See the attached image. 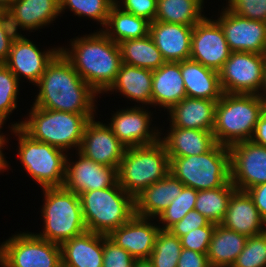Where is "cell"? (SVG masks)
I'll return each instance as SVG.
<instances>
[{
  "instance_id": "e0dca14e",
  "label": "cell",
  "mask_w": 266,
  "mask_h": 267,
  "mask_svg": "<svg viewBox=\"0 0 266 267\" xmlns=\"http://www.w3.org/2000/svg\"><path fill=\"white\" fill-rule=\"evenodd\" d=\"M18 34L14 39L10 53L4 64L21 81V77L35 85L43 75L46 66L60 51V46L42 51L38 45Z\"/></svg>"
},
{
  "instance_id": "7402d4cb",
  "label": "cell",
  "mask_w": 266,
  "mask_h": 267,
  "mask_svg": "<svg viewBox=\"0 0 266 267\" xmlns=\"http://www.w3.org/2000/svg\"><path fill=\"white\" fill-rule=\"evenodd\" d=\"M220 224L246 237H253L266 231V223L262 220L253 200L246 191L240 190L232 194L225 217Z\"/></svg>"
},
{
  "instance_id": "4fadbf2b",
  "label": "cell",
  "mask_w": 266,
  "mask_h": 267,
  "mask_svg": "<svg viewBox=\"0 0 266 267\" xmlns=\"http://www.w3.org/2000/svg\"><path fill=\"white\" fill-rule=\"evenodd\" d=\"M230 152V181L237 190L246 191L266 183V147L251 140L228 147Z\"/></svg>"
},
{
  "instance_id": "bcb514c9",
  "label": "cell",
  "mask_w": 266,
  "mask_h": 267,
  "mask_svg": "<svg viewBox=\"0 0 266 267\" xmlns=\"http://www.w3.org/2000/svg\"><path fill=\"white\" fill-rule=\"evenodd\" d=\"M177 267H210L207 253L182 248Z\"/></svg>"
},
{
  "instance_id": "ab89813d",
  "label": "cell",
  "mask_w": 266,
  "mask_h": 267,
  "mask_svg": "<svg viewBox=\"0 0 266 267\" xmlns=\"http://www.w3.org/2000/svg\"><path fill=\"white\" fill-rule=\"evenodd\" d=\"M226 8L241 17L266 22V0H226Z\"/></svg>"
},
{
  "instance_id": "7dc6e473",
  "label": "cell",
  "mask_w": 266,
  "mask_h": 267,
  "mask_svg": "<svg viewBox=\"0 0 266 267\" xmlns=\"http://www.w3.org/2000/svg\"><path fill=\"white\" fill-rule=\"evenodd\" d=\"M246 192L253 200L262 220L266 223V183L253 186L247 189Z\"/></svg>"
},
{
  "instance_id": "30bf717a",
  "label": "cell",
  "mask_w": 266,
  "mask_h": 267,
  "mask_svg": "<svg viewBox=\"0 0 266 267\" xmlns=\"http://www.w3.org/2000/svg\"><path fill=\"white\" fill-rule=\"evenodd\" d=\"M1 267H62L59 244L34 232H18L0 243Z\"/></svg>"
},
{
  "instance_id": "e575fe53",
  "label": "cell",
  "mask_w": 266,
  "mask_h": 267,
  "mask_svg": "<svg viewBox=\"0 0 266 267\" xmlns=\"http://www.w3.org/2000/svg\"><path fill=\"white\" fill-rule=\"evenodd\" d=\"M114 4L115 0H60V13L64 14L68 9L74 16L87 17L103 28Z\"/></svg>"
},
{
  "instance_id": "f5cc1de1",
  "label": "cell",
  "mask_w": 266,
  "mask_h": 267,
  "mask_svg": "<svg viewBox=\"0 0 266 267\" xmlns=\"http://www.w3.org/2000/svg\"><path fill=\"white\" fill-rule=\"evenodd\" d=\"M17 0H0V7L6 12L7 9Z\"/></svg>"
},
{
  "instance_id": "52a82bcc",
  "label": "cell",
  "mask_w": 266,
  "mask_h": 267,
  "mask_svg": "<svg viewBox=\"0 0 266 267\" xmlns=\"http://www.w3.org/2000/svg\"><path fill=\"white\" fill-rule=\"evenodd\" d=\"M169 173L170 158L160 140L151 145L126 148L117 169L119 185L134 198Z\"/></svg>"
},
{
  "instance_id": "8fae6325",
  "label": "cell",
  "mask_w": 266,
  "mask_h": 267,
  "mask_svg": "<svg viewBox=\"0 0 266 267\" xmlns=\"http://www.w3.org/2000/svg\"><path fill=\"white\" fill-rule=\"evenodd\" d=\"M266 54L231 52L219 71L223 93L256 94L262 88Z\"/></svg>"
},
{
  "instance_id": "d6986e66",
  "label": "cell",
  "mask_w": 266,
  "mask_h": 267,
  "mask_svg": "<svg viewBox=\"0 0 266 267\" xmlns=\"http://www.w3.org/2000/svg\"><path fill=\"white\" fill-rule=\"evenodd\" d=\"M153 220L154 218L140 217L135 214L125 224L112 230L107 237L131 254L135 260L150 258L161 230Z\"/></svg>"
},
{
  "instance_id": "74e56055",
  "label": "cell",
  "mask_w": 266,
  "mask_h": 267,
  "mask_svg": "<svg viewBox=\"0 0 266 267\" xmlns=\"http://www.w3.org/2000/svg\"><path fill=\"white\" fill-rule=\"evenodd\" d=\"M20 81L4 64L0 63V120L7 121L17 109Z\"/></svg>"
},
{
  "instance_id": "4316f807",
  "label": "cell",
  "mask_w": 266,
  "mask_h": 267,
  "mask_svg": "<svg viewBox=\"0 0 266 267\" xmlns=\"http://www.w3.org/2000/svg\"><path fill=\"white\" fill-rule=\"evenodd\" d=\"M153 70L139 68L122 63L116 80L105 92L109 94L120 93L129 101L139 104L137 106H151ZM141 104V105H140Z\"/></svg>"
},
{
  "instance_id": "9c48e42d",
  "label": "cell",
  "mask_w": 266,
  "mask_h": 267,
  "mask_svg": "<svg viewBox=\"0 0 266 267\" xmlns=\"http://www.w3.org/2000/svg\"><path fill=\"white\" fill-rule=\"evenodd\" d=\"M18 140L17 157L28 175L41 188L63 187L67 153L32 139L20 127L8 126Z\"/></svg>"
},
{
  "instance_id": "8d00e7d4",
  "label": "cell",
  "mask_w": 266,
  "mask_h": 267,
  "mask_svg": "<svg viewBox=\"0 0 266 267\" xmlns=\"http://www.w3.org/2000/svg\"><path fill=\"white\" fill-rule=\"evenodd\" d=\"M196 198L197 190L184 186L180 194L157 216L156 222L160 229L168 230L189 211L194 210Z\"/></svg>"
},
{
  "instance_id": "681fc988",
  "label": "cell",
  "mask_w": 266,
  "mask_h": 267,
  "mask_svg": "<svg viewBox=\"0 0 266 267\" xmlns=\"http://www.w3.org/2000/svg\"><path fill=\"white\" fill-rule=\"evenodd\" d=\"M6 124L5 121L0 120V173L6 172L10 167L9 161L6 160L5 154L3 153V150H5V146L7 147L9 144V138L7 133H2L1 130L4 129L3 126ZM5 134V135H4ZM7 135V137H6ZM3 149V150H2Z\"/></svg>"
},
{
  "instance_id": "9a60e30c",
  "label": "cell",
  "mask_w": 266,
  "mask_h": 267,
  "mask_svg": "<svg viewBox=\"0 0 266 267\" xmlns=\"http://www.w3.org/2000/svg\"><path fill=\"white\" fill-rule=\"evenodd\" d=\"M230 53L223 29L212 16L193 27L189 59L219 72Z\"/></svg>"
},
{
  "instance_id": "484cf974",
  "label": "cell",
  "mask_w": 266,
  "mask_h": 267,
  "mask_svg": "<svg viewBox=\"0 0 266 267\" xmlns=\"http://www.w3.org/2000/svg\"><path fill=\"white\" fill-rule=\"evenodd\" d=\"M166 132L164 135L160 131V141L164 144L169 157L201 155L216 144L212 131L170 127Z\"/></svg>"
},
{
  "instance_id": "f35d334b",
  "label": "cell",
  "mask_w": 266,
  "mask_h": 267,
  "mask_svg": "<svg viewBox=\"0 0 266 267\" xmlns=\"http://www.w3.org/2000/svg\"><path fill=\"white\" fill-rule=\"evenodd\" d=\"M231 267H266V231L248 237L245 247Z\"/></svg>"
},
{
  "instance_id": "ac0fdd59",
  "label": "cell",
  "mask_w": 266,
  "mask_h": 267,
  "mask_svg": "<svg viewBox=\"0 0 266 267\" xmlns=\"http://www.w3.org/2000/svg\"><path fill=\"white\" fill-rule=\"evenodd\" d=\"M126 148L106 123L94 117L85 127L78 151L100 165L118 169Z\"/></svg>"
},
{
  "instance_id": "5bb4252c",
  "label": "cell",
  "mask_w": 266,
  "mask_h": 267,
  "mask_svg": "<svg viewBox=\"0 0 266 267\" xmlns=\"http://www.w3.org/2000/svg\"><path fill=\"white\" fill-rule=\"evenodd\" d=\"M215 20L223 29L231 52L266 54V22L250 20L221 8Z\"/></svg>"
},
{
  "instance_id": "8992f818",
  "label": "cell",
  "mask_w": 266,
  "mask_h": 267,
  "mask_svg": "<svg viewBox=\"0 0 266 267\" xmlns=\"http://www.w3.org/2000/svg\"><path fill=\"white\" fill-rule=\"evenodd\" d=\"M78 195L87 231L108 235L135 215V198L118 182L109 188Z\"/></svg>"
},
{
  "instance_id": "60d3db41",
  "label": "cell",
  "mask_w": 266,
  "mask_h": 267,
  "mask_svg": "<svg viewBox=\"0 0 266 267\" xmlns=\"http://www.w3.org/2000/svg\"><path fill=\"white\" fill-rule=\"evenodd\" d=\"M135 259L103 234L102 267H134Z\"/></svg>"
},
{
  "instance_id": "836d02e7",
  "label": "cell",
  "mask_w": 266,
  "mask_h": 267,
  "mask_svg": "<svg viewBox=\"0 0 266 267\" xmlns=\"http://www.w3.org/2000/svg\"><path fill=\"white\" fill-rule=\"evenodd\" d=\"M237 189L229 181L223 187L197 191L194 209L211 223L220 224L226 214L230 198Z\"/></svg>"
},
{
  "instance_id": "603a6c76",
  "label": "cell",
  "mask_w": 266,
  "mask_h": 267,
  "mask_svg": "<svg viewBox=\"0 0 266 267\" xmlns=\"http://www.w3.org/2000/svg\"><path fill=\"white\" fill-rule=\"evenodd\" d=\"M186 96L181 62H165L153 70L151 107L155 108V112L157 108L168 112Z\"/></svg>"
},
{
  "instance_id": "44dd1931",
  "label": "cell",
  "mask_w": 266,
  "mask_h": 267,
  "mask_svg": "<svg viewBox=\"0 0 266 267\" xmlns=\"http://www.w3.org/2000/svg\"><path fill=\"white\" fill-rule=\"evenodd\" d=\"M193 27L153 21L149 24V35L161 52L165 62L188 60L191 54Z\"/></svg>"
},
{
  "instance_id": "ee69618b",
  "label": "cell",
  "mask_w": 266,
  "mask_h": 267,
  "mask_svg": "<svg viewBox=\"0 0 266 267\" xmlns=\"http://www.w3.org/2000/svg\"><path fill=\"white\" fill-rule=\"evenodd\" d=\"M210 223L206 217L194 209L189 211L179 222H176L168 230L173 235L181 238L190 231L199 227L208 226Z\"/></svg>"
},
{
  "instance_id": "7c38bea8",
  "label": "cell",
  "mask_w": 266,
  "mask_h": 267,
  "mask_svg": "<svg viewBox=\"0 0 266 267\" xmlns=\"http://www.w3.org/2000/svg\"><path fill=\"white\" fill-rule=\"evenodd\" d=\"M145 106H129L118 109L108 122L114 135L127 147H137L155 144L160 140V131L153 122V111ZM152 113V114H151Z\"/></svg>"
},
{
  "instance_id": "c3c4849f",
  "label": "cell",
  "mask_w": 266,
  "mask_h": 267,
  "mask_svg": "<svg viewBox=\"0 0 266 267\" xmlns=\"http://www.w3.org/2000/svg\"><path fill=\"white\" fill-rule=\"evenodd\" d=\"M253 143L266 147V102L263 103V114L256 123L253 136L250 139Z\"/></svg>"
},
{
  "instance_id": "d4e9b609",
  "label": "cell",
  "mask_w": 266,
  "mask_h": 267,
  "mask_svg": "<svg viewBox=\"0 0 266 267\" xmlns=\"http://www.w3.org/2000/svg\"><path fill=\"white\" fill-rule=\"evenodd\" d=\"M60 247L62 267L103 266V234L85 231Z\"/></svg>"
},
{
  "instance_id": "ffe728a7",
  "label": "cell",
  "mask_w": 266,
  "mask_h": 267,
  "mask_svg": "<svg viewBox=\"0 0 266 267\" xmlns=\"http://www.w3.org/2000/svg\"><path fill=\"white\" fill-rule=\"evenodd\" d=\"M6 13L18 34H21L20 29L31 33L48 27L56 18L63 16L60 13V0H17Z\"/></svg>"
},
{
  "instance_id": "4dcf8cb0",
  "label": "cell",
  "mask_w": 266,
  "mask_h": 267,
  "mask_svg": "<svg viewBox=\"0 0 266 267\" xmlns=\"http://www.w3.org/2000/svg\"><path fill=\"white\" fill-rule=\"evenodd\" d=\"M149 24L145 18L127 13L114 4L106 25L98 30H102L112 41L119 44L125 40L146 37L149 34Z\"/></svg>"
},
{
  "instance_id": "7a4b0ae2",
  "label": "cell",
  "mask_w": 266,
  "mask_h": 267,
  "mask_svg": "<svg viewBox=\"0 0 266 267\" xmlns=\"http://www.w3.org/2000/svg\"><path fill=\"white\" fill-rule=\"evenodd\" d=\"M79 36L70 39L68 46H60V51L99 97L103 96L122 65L119 45L98 29Z\"/></svg>"
},
{
  "instance_id": "277c9868",
  "label": "cell",
  "mask_w": 266,
  "mask_h": 267,
  "mask_svg": "<svg viewBox=\"0 0 266 267\" xmlns=\"http://www.w3.org/2000/svg\"><path fill=\"white\" fill-rule=\"evenodd\" d=\"M263 103L256 94L223 93L216 105L212 130L216 143L229 147L250 140L263 114Z\"/></svg>"
},
{
  "instance_id": "6da1fadb",
  "label": "cell",
  "mask_w": 266,
  "mask_h": 267,
  "mask_svg": "<svg viewBox=\"0 0 266 267\" xmlns=\"http://www.w3.org/2000/svg\"><path fill=\"white\" fill-rule=\"evenodd\" d=\"M35 86L38 92L33 106L75 114H97L99 94L80 77L61 51L48 63Z\"/></svg>"
},
{
  "instance_id": "db71d44e",
  "label": "cell",
  "mask_w": 266,
  "mask_h": 267,
  "mask_svg": "<svg viewBox=\"0 0 266 267\" xmlns=\"http://www.w3.org/2000/svg\"><path fill=\"white\" fill-rule=\"evenodd\" d=\"M5 13V11L0 7V17Z\"/></svg>"
},
{
  "instance_id": "f546056e",
  "label": "cell",
  "mask_w": 266,
  "mask_h": 267,
  "mask_svg": "<svg viewBox=\"0 0 266 267\" xmlns=\"http://www.w3.org/2000/svg\"><path fill=\"white\" fill-rule=\"evenodd\" d=\"M248 237L216 224L207 251L210 267H231Z\"/></svg>"
},
{
  "instance_id": "3957f363",
  "label": "cell",
  "mask_w": 266,
  "mask_h": 267,
  "mask_svg": "<svg viewBox=\"0 0 266 267\" xmlns=\"http://www.w3.org/2000/svg\"><path fill=\"white\" fill-rule=\"evenodd\" d=\"M25 120L11 123L20 127L32 139L64 150L78 151L87 123L96 114H75L64 111L43 109L31 105Z\"/></svg>"
},
{
  "instance_id": "f1b7e54d",
  "label": "cell",
  "mask_w": 266,
  "mask_h": 267,
  "mask_svg": "<svg viewBox=\"0 0 266 267\" xmlns=\"http://www.w3.org/2000/svg\"><path fill=\"white\" fill-rule=\"evenodd\" d=\"M187 97L218 101L223 95L219 72L191 59L181 61Z\"/></svg>"
},
{
  "instance_id": "d6a6232c",
  "label": "cell",
  "mask_w": 266,
  "mask_h": 267,
  "mask_svg": "<svg viewBox=\"0 0 266 267\" xmlns=\"http://www.w3.org/2000/svg\"><path fill=\"white\" fill-rule=\"evenodd\" d=\"M122 63L156 70L165 63V60L148 34L144 38L125 40L118 44Z\"/></svg>"
},
{
  "instance_id": "b9f144b4",
  "label": "cell",
  "mask_w": 266,
  "mask_h": 267,
  "mask_svg": "<svg viewBox=\"0 0 266 267\" xmlns=\"http://www.w3.org/2000/svg\"><path fill=\"white\" fill-rule=\"evenodd\" d=\"M216 224L199 227L180 238L182 248L193 250L199 253H207L212 233Z\"/></svg>"
},
{
  "instance_id": "1f68e13d",
  "label": "cell",
  "mask_w": 266,
  "mask_h": 267,
  "mask_svg": "<svg viewBox=\"0 0 266 267\" xmlns=\"http://www.w3.org/2000/svg\"><path fill=\"white\" fill-rule=\"evenodd\" d=\"M204 2V0H157L155 21L194 27L206 17L203 12Z\"/></svg>"
},
{
  "instance_id": "83f0119b",
  "label": "cell",
  "mask_w": 266,
  "mask_h": 267,
  "mask_svg": "<svg viewBox=\"0 0 266 267\" xmlns=\"http://www.w3.org/2000/svg\"><path fill=\"white\" fill-rule=\"evenodd\" d=\"M184 186L179 179L169 173L135 197V214L156 219L180 194Z\"/></svg>"
},
{
  "instance_id": "ba28073f",
  "label": "cell",
  "mask_w": 266,
  "mask_h": 267,
  "mask_svg": "<svg viewBox=\"0 0 266 267\" xmlns=\"http://www.w3.org/2000/svg\"><path fill=\"white\" fill-rule=\"evenodd\" d=\"M169 158L170 173L185 186L197 191L223 187L230 181L228 146L216 143L201 155Z\"/></svg>"
},
{
  "instance_id": "f6af8a7d",
  "label": "cell",
  "mask_w": 266,
  "mask_h": 267,
  "mask_svg": "<svg viewBox=\"0 0 266 267\" xmlns=\"http://www.w3.org/2000/svg\"><path fill=\"white\" fill-rule=\"evenodd\" d=\"M17 35L18 33L14 30L5 12L0 17V63H4L7 60L12 43Z\"/></svg>"
},
{
  "instance_id": "cb8c5ba5",
  "label": "cell",
  "mask_w": 266,
  "mask_h": 267,
  "mask_svg": "<svg viewBox=\"0 0 266 267\" xmlns=\"http://www.w3.org/2000/svg\"><path fill=\"white\" fill-rule=\"evenodd\" d=\"M218 101L185 97L168 112L169 127L212 131L215 122V109Z\"/></svg>"
},
{
  "instance_id": "7bdbcfd3",
  "label": "cell",
  "mask_w": 266,
  "mask_h": 267,
  "mask_svg": "<svg viewBox=\"0 0 266 267\" xmlns=\"http://www.w3.org/2000/svg\"><path fill=\"white\" fill-rule=\"evenodd\" d=\"M115 5L127 13L145 18L150 23L155 21L157 0H115Z\"/></svg>"
},
{
  "instance_id": "816d5d0a",
  "label": "cell",
  "mask_w": 266,
  "mask_h": 267,
  "mask_svg": "<svg viewBox=\"0 0 266 267\" xmlns=\"http://www.w3.org/2000/svg\"><path fill=\"white\" fill-rule=\"evenodd\" d=\"M266 102V63L264 66V76L261 91L258 94Z\"/></svg>"
},
{
  "instance_id": "2e32d148",
  "label": "cell",
  "mask_w": 266,
  "mask_h": 267,
  "mask_svg": "<svg viewBox=\"0 0 266 267\" xmlns=\"http://www.w3.org/2000/svg\"><path fill=\"white\" fill-rule=\"evenodd\" d=\"M70 153L71 151L66 156L65 182L63 185L66 190L80 194L96 189L109 188L118 182L117 168L100 165L86 158L79 151L75 152L77 154L75 158L77 159L74 161L73 154Z\"/></svg>"
},
{
  "instance_id": "d590c367",
  "label": "cell",
  "mask_w": 266,
  "mask_h": 267,
  "mask_svg": "<svg viewBox=\"0 0 266 267\" xmlns=\"http://www.w3.org/2000/svg\"><path fill=\"white\" fill-rule=\"evenodd\" d=\"M181 250L179 237L169 230H160L149 259L154 267H177Z\"/></svg>"
},
{
  "instance_id": "5b68a950",
  "label": "cell",
  "mask_w": 266,
  "mask_h": 267,
  "mask_svg": "<svg viewBox=\"0 0 266 267\" xmlns=\"http://www.w3.org/2000/svg\"><path fill=\"white\" fill-rule=\"evenodd\" d=\"M44 199L40 212L43 229L39 238L61 245L87 231L79 195L64 187L42 188Z\"/></svg>"
},
{
  "instance_id": "f907efd6",
  "label": "cell",
  "mask_w": 266,
  "mask_h": 267,
  "mask_svg": "<svg viewBox=\"0 0 266 267\" xmlns=\"http://www.w3.org/2000/svg\"><path fill=\"white\" fill-rule=\"evenodd\" d=\"M134 267H154V264L149 258L135 260Z\"/></svg>"
}]
</instances>
